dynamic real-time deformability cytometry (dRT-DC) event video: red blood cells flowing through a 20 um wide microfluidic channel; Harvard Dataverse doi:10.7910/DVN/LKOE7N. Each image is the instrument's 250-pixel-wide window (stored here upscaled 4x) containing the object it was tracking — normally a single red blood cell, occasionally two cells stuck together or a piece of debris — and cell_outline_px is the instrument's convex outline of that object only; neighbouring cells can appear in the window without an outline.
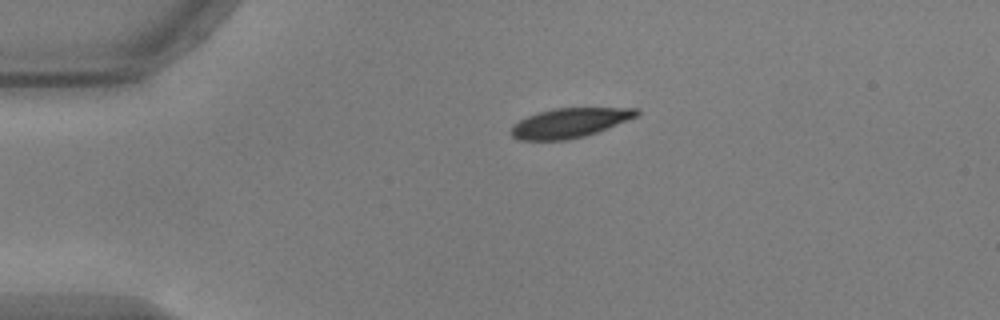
{"species": "common noctule bat (a hibernating species)", "species_latin": "Nyctalus noctula", "temperature_condition": "warm", "stored_images_in_passage": 13, "camera_frame_rate_fps": 3000, "um_per_image_px": 0.085, "animal": {"sex": "male", "body_mass_g": 17.9, "forearm_length_mm": 54.2}, "frame": {"image": 1, "passage_image": 1, "time_ms": 0.0, "image_size_px": [1000, 320], "cell_outline_px": [[640, 112], [636, 116], [608, 128], [584, 136], [568, 140], [520, 140], [512, 136], [508, 132], [512, 124], [528, 116], [540, 112], [556, 108], [640, 108]], "centroid_in_image_um": [48.38, 10.45], "position_along_channel_um": 36.6, "area_um2": 21.5}}
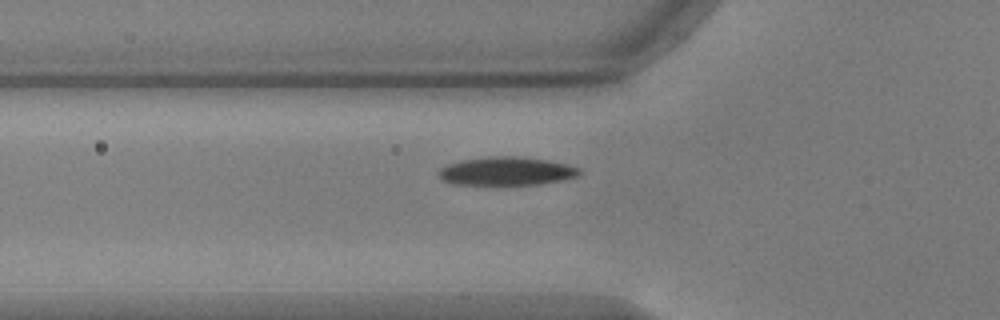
{"frame": {"image": 2, "passage_image": 8, "time_ms": 2.333, "image_size_px": [1000, 320], "cell_outline_px": [[584, 172], [580, 176], [564, 180], [540, 184], [452, 184], [436, 176], [436, 172], [440, 168], [448, 164], [464, 160], [488, 156], [516, 156], [548, 160], [568, 164], [580, 168]], "centroid_in_image_um": [43.1, 14.54], "position_along_channel_um": 82.7, "area_um2": 23.52}}
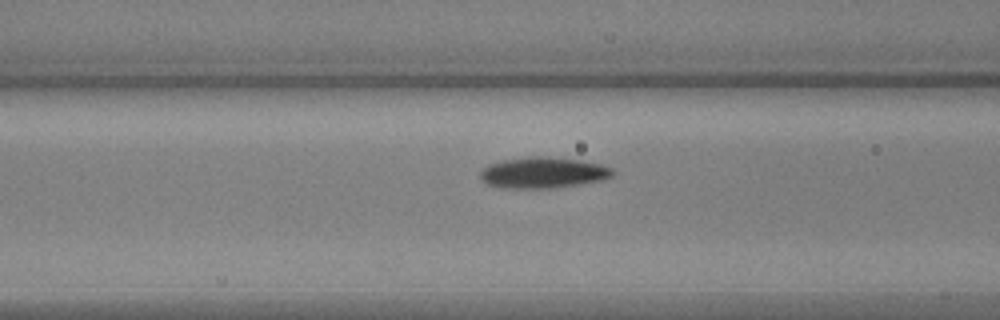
{"frame": {"image": 3, "passage_image": 11, "time_ms": 3.333, "image_size_px": [1000, 320], "cell_outline_px": [[616, 172], [612, 176], [604, 180], [556, 188], [504, 188], [488, 184], [480, 176], [480, 172], [484, 168], [492, 164], [504, 160], [528, 156], [548, 156], [580, 160], [600, 164], [612, 168]], "centroid_in_image_um": [46.23, 14.68], "position_along_channel_um": 120.4, "area_um2": 23.93}}